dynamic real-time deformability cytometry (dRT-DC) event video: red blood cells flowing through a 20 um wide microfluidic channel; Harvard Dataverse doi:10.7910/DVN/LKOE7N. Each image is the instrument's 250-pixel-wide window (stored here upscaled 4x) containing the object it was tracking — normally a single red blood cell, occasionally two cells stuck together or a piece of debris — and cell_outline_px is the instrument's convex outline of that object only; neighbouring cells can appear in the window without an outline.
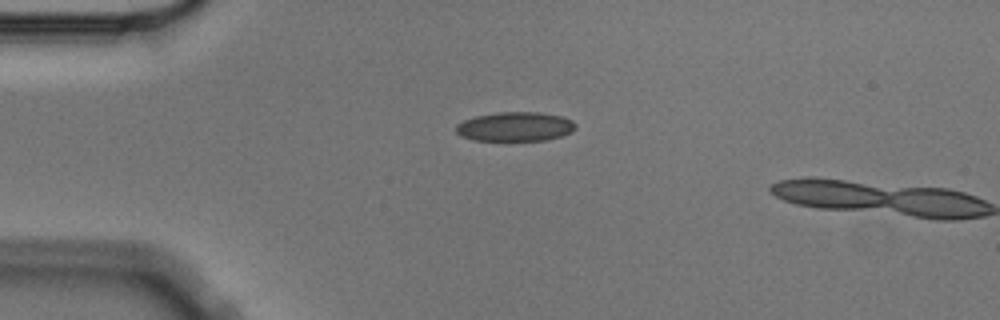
{"species": "Egyptian fruit bat (a non-hibernating species)", "species_latin": "Rousettus aegyptiacus", "temperature_condition": "cold", "stored_images_in_passage": 2, "camera_frame_rate_fps": 3000, "um_per_image_px": 0.085, "animal": {"sex": "male"}, "frame": {"image": 1, "passage_image": 1, "time_ms": 0.0, "image_size_px": [1000, 320], "cell_outline_px": [[576, 128], [572, 132], [560, 136], [544, 140], [472, 140], [460, 136], [456, 132], [456, 124], [464, 120], [476, 116], [496, 112], [540, 112], [560, 116], [572, 120], [576, 124]], "centroid_in_image_um": [43.77, 10.76], "position_along_channel_um": 41.2, "area_um2": 20.4}}